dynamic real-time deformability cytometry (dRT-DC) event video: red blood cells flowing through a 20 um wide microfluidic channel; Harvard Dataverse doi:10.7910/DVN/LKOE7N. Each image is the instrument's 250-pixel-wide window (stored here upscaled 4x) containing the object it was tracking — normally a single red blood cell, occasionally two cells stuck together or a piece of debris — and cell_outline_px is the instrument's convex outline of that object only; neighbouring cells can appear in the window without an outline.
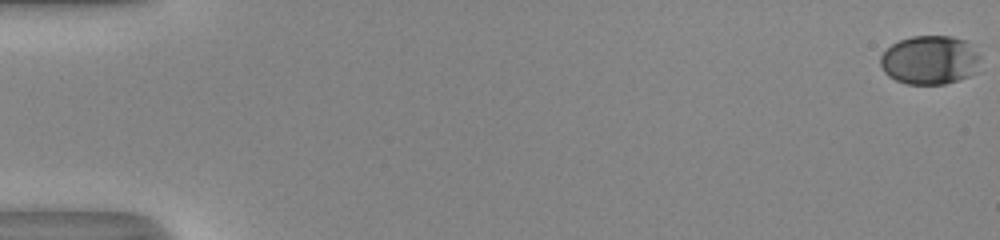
{"species": "human", "species_latin": "Homo sapiens", "temperature_condition": "room temperature", "stored_images_in_passage": 54, "camera_frame_rate_fps": 3000, "um_per_image_px": 0.085, "donor": {"sex": "male"}, "frame": {"image": 1, "passage_image": 1, "time_ms": 0.0, "image_size_px": [1000, 240], "cell_outline_px": [[976, 60], [968, 76], [944, 84], [904, 84], [888, 76], [884, 72], [880, 64], [880, 56], [892, 44], [900, 40], [912, 36], [952, 36], [964, 40], [968, 44], [976, 56]], "centroid_in_image_um": [78.9, 5.1], "position_along_channel_um": 6.1, "area_um2": 27.57}}
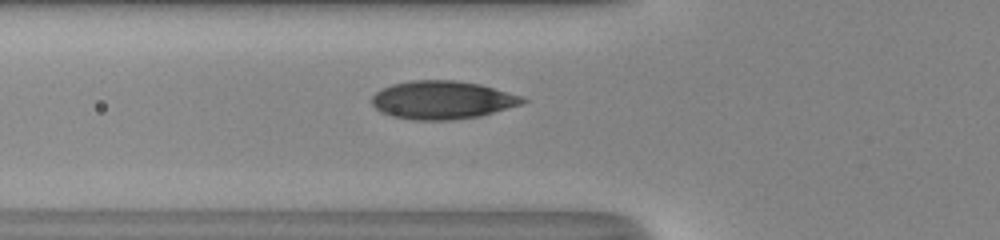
{"frame": {"image": 2, "passage_image": 22, "time_ms": 7.0, "image_size_px": [1000, 240], "cell_outline_px": [[528, 100], [520, 104], [480, 116], [452, 120], [416, 120], [392, 116], [380, 112], [372, 104], [372, 96], [380, 88], [392, 84], [412, 80], [456, 80], [480, 84], [524, 96]], "centroid_in_image_um": [37.58, 8.49], "position_along_channel_um": 88.2, "area_um2": 33.64}}
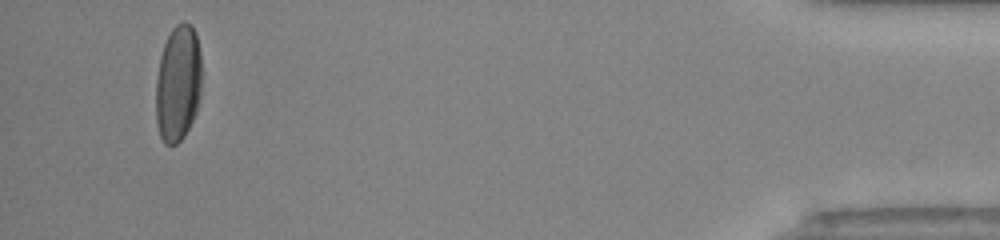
{"frame": {"image": 3, "passage_image": 52, "time_ms": 17.0, "image_size_px": [1000, 240], "cell_outline_px": [[200, 96], [196, 112], [184, 136], [176, 144], [164, 144], [160, 136], [156, 124], [156, 80], [160, 56], [164, 44], [172, 28], [176, 24], [184, 20], [192, 24], [196, 32], [200, 52]], "centroid_in_image_um": [15.12, 7.06], "position_along_channel_um": 420.1, "area_um2": 31.33}, "authors_computed_cell_mechanics": {"area_um2": 31.3854, "velocity_mm_per_s": 4.0658, "shape_relaxation_time_tau1_ms": 4.1581, "shape_relaxation_time_tau2_ms": null, "deformation_change_tau1": 0.1984, "deformation_change_tau2": null}}